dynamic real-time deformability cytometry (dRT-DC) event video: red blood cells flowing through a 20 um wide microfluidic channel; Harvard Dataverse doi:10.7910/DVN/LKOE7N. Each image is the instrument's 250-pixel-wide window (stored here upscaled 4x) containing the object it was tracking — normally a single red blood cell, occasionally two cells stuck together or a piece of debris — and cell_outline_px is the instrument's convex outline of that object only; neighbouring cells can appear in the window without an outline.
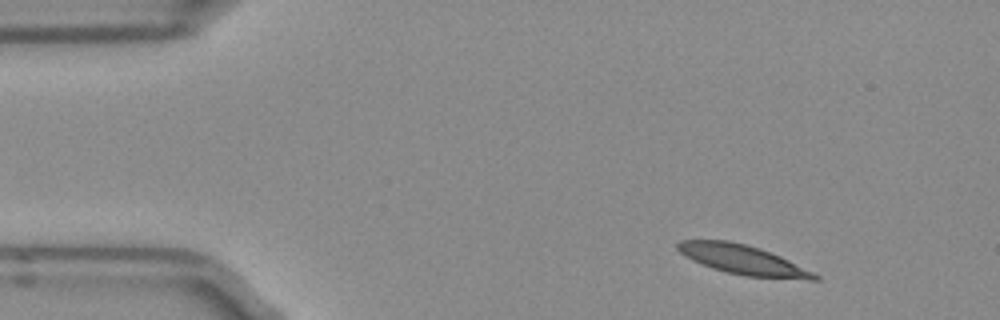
{"species": "Egyptian fruit bat (a non-hibernating species)", "species_latin": "Rousettus aegyptiacus", "temperature_condition": "room temperature", "stored_images_in_passage": 46, "camera_frame_rate_fps": 3000, "um_per_image_px": 0.085, "frame": {"image": 1, "passage_image": 1, "time_ms": 0.0, "image_size_px": [1000, 320], "cell_outline_px": [[820, 280], [808, 280], [744, 276], [712, 268], [692, 260], [684, 256], [676, 248], [676, 244], [680, 240], [728, 240], [760, 248], [780, 256], [820, 276]], "centroid_in_image_um": [63.12, 22.08], "position_along_channel_um": 21.9, "area_um2": 23.41}}
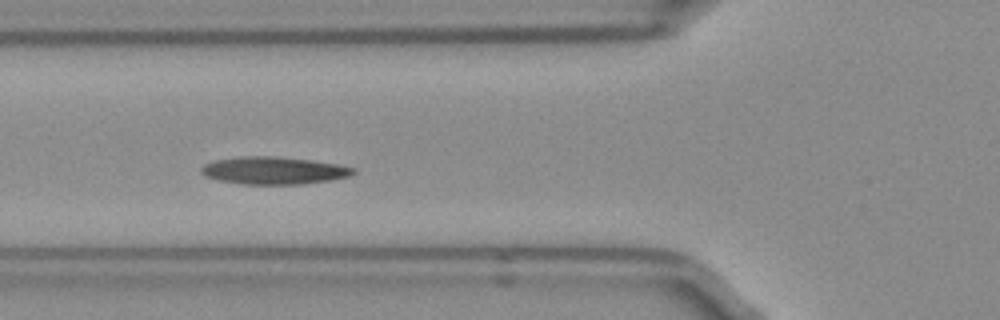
{"frame": {"image": 2, "passage_image": 13, "time_ms": 4.0, "image_size_px": [1000, 320], "cell_outline_px": [[356, 172], [348, 176], [332, 180], [304, 184], [240, 184], [220, 180], [204, 176], [200, 172], [200, 168], [204, 164], [216, 160], [240, 156], [276, 156], [312, 160], [336, 164], [356, 168]], "centroid_in_image_um": [23.27, 14.49], "position_along_channel_um": 102.5, "area_um2": 24.45}}
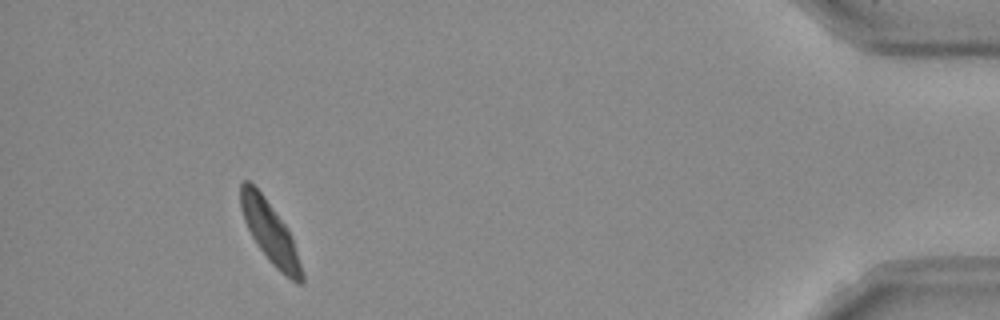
{"frame": {"image": 3, "passage_image": 42, "time_ms": 13.667, "image_size_px": [1000, 320], "cell_outline_px": [[304, 280], [300, 284], [296, 284], [280, 272], [268, 260], [252, 236], [244, 220], [240, 208], [240, 184], [244, 180], [248, 180], [264, 196], [288, 228], [304, 272]], "centroid_in_image_um": [22.96, 19.77], "position_along_channel_um": 412.2, "area_um2": 21.73}, "authors_computed_cell_mechanics": {"area_um2": 23.0622, "velocity_mm_per_s": 3.8981, "shape_relaxation_time_tau1_ms": null, "shape_relaxation_time_tau2_ms": 4.3325, "deformation_change_tau1": null, "deformation_change_tau2": 0.0916}}